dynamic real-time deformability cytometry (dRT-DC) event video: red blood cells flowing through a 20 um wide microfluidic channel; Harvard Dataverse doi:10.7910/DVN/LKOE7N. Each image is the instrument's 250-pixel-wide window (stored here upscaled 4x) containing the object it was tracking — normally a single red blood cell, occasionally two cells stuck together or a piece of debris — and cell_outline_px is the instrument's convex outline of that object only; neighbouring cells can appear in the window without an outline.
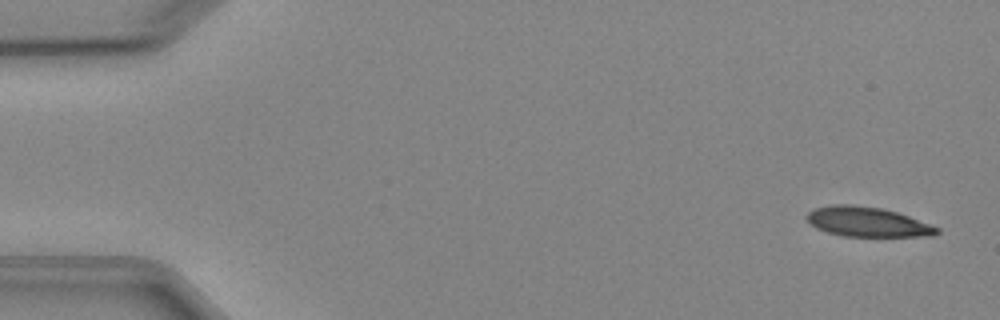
{"species": "Egyptian fruit bat (a non-hibernating species)", "species_latin": "Rousettus aegyptiacus", "temperature_condition": "cold", "stored_images_in_passage": 4, "camera_frame_rate_fps": 3000, "um_per_image_px": 0.085, "animal": {"sex": "female"}, "frame": {"image": 1, "passage_image": 1, "time_ms": 0.0, "image_size_px": [1000, 320], "cell_outline_px": [[940, 232], [932, 236], [844, 236], [828, 232], [816, 228], [804, 216], [808, 212], [816, 208], [832, 204], [852, 204], [880, 208], [896, 212], [908, 216], [940, 228]], "centroid_in_image_um": [73.72, 18.86], "position_along_channel_um": 11.3, "area_um2": 22.37}}
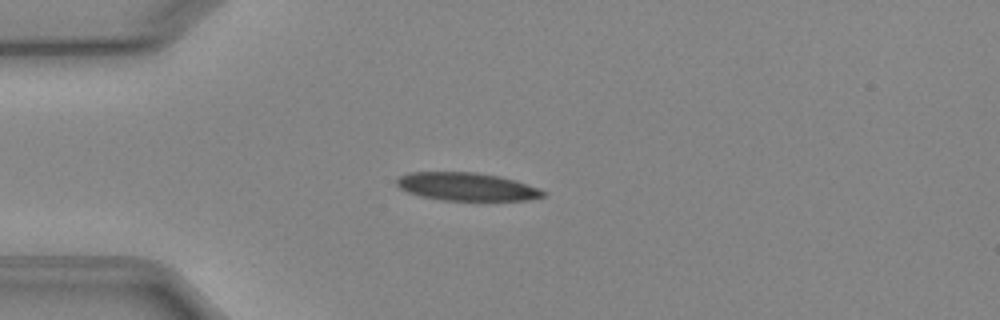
{"frame": {"image": 2, "passage_image": 4, "time_ms": 3.667, "image_size_px": [1000, 320], "cell_outline_px": [[544, 196], [528, 200], [444, 200], [420, 196], [408, 192], [400, 188], [396, 184], [396, 180], [400, 176], [408, 172], [476, 172], [500, 176], [516, 180], [536, 188], [544, 192]], "centroid_in_image_um": [39.63, 15.86], "position_along_channel_um": 45.4, "area_um2": 23.76}}